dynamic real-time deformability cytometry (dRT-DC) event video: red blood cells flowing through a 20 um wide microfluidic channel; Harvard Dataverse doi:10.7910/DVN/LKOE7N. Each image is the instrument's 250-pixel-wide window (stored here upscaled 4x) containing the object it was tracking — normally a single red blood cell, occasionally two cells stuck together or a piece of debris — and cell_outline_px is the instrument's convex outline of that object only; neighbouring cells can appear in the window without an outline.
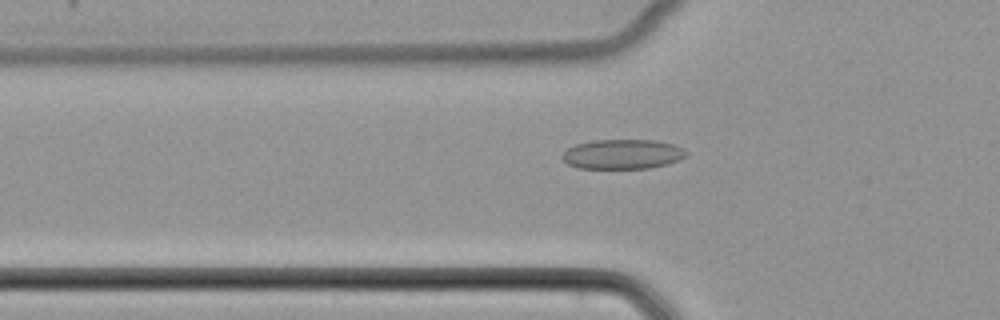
{"species": "common noctule bat (a hibernating species)", "species_latin": "Nyctalus noctula", "temperature_condition": "cold", "stored_images_in_passage": 34, "camera_frame_rate_fps": 3000, "um_per_image_px": 0.085, "animal": {"sex": "female", "body_mass_g": 22.7, "forearm_length_mm": 54.2}, "frame": {"image": 1, "passage_image": 5, "time_ms": 1.333, "image_size_px": [1000, 320], "cell_outline_px": [[688, 152], [680, 160], [668, 164], [648, 168], [576, 168], [568, 164], [560, 156], [568, 148], [576, 144], [592, 140], [656, 140], [672, 144], [684, 148]], "centroid_in_image_um": [52.92, 13.1], "position_along_channel_um": 72.9, "area_um2": 21.5}}
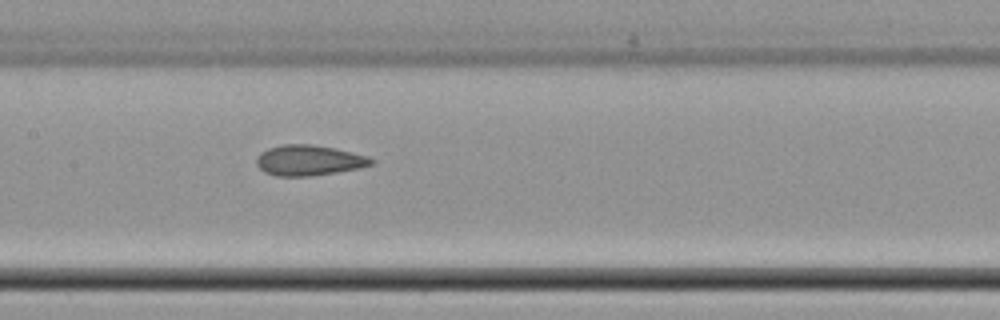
{"frame": {"image": 2, "passage_image": 13, "time_ms": 4.0, "image_size_px": [1000, 320], "cell_outline_px": [[376, 164], [360, 168], [312, 176], [276, 176], [264, 172], [256, 164], [256, 156], [260, 152], [268, 148], [284, 144], [312, 144], [336, 148], [368, 156], [376, 160]], "centroid_in_image_um": [26.28, 13.62], "position_along_channel_um": 181.1, "area_um2": 20.69}}
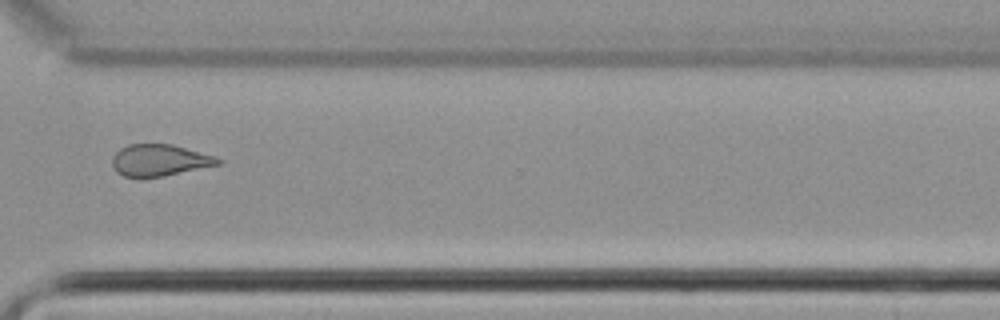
{"frame": {"image": 3, "passage_image": 26, "time_ms": 8.333, "image_size_px": [1000, 320], "cell_outline_px": [[224, 164], [164, 176], [124, 176], [116, 172], [112, 168], [112, 156], [120, 148], [128, 144], [172, 144], [212, 156], [224, 160]], "centroid_in_image_um": [13.57, 13.62], "position_along_channel_um": 357.0, "area_um2": 19.48}}